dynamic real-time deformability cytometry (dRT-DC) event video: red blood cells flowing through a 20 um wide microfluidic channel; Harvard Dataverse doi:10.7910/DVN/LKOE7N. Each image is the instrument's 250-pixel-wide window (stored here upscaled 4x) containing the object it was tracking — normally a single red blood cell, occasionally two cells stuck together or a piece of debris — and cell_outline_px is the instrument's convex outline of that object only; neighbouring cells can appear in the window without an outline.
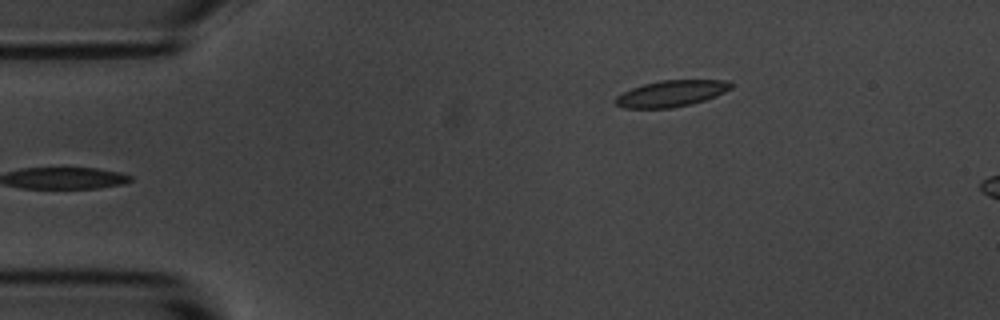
{"species": "common noctule bat (a hibernating species)", "species_latin": "Nyctalus noctula", "temperature_condition": "room temperature", "stored_images_in_passage": 5, "camera_frame_rate_fps": 3000, "um_per_image_px": 0.085, "animal": {"sex": "male", "body_mass_g": 20.1, "forearm_length_mm": 53.5}, "frame": {"image": 1, "passage_image": 5, "time_ms": 4.667, "image_size_px": [1000, 320], "cell_outline_px": [[732, 88], [716, 96], [692, 104], [672, 108], [624, 108], [616, 104], [616, 96], [632, 88], [644, 84], [660, 80], [728, 80], [732, 84]], "centroid_in_image_um": [57.08, 7.95], "position_along_channel_um": 27.9, "area_um2": 17.63}}